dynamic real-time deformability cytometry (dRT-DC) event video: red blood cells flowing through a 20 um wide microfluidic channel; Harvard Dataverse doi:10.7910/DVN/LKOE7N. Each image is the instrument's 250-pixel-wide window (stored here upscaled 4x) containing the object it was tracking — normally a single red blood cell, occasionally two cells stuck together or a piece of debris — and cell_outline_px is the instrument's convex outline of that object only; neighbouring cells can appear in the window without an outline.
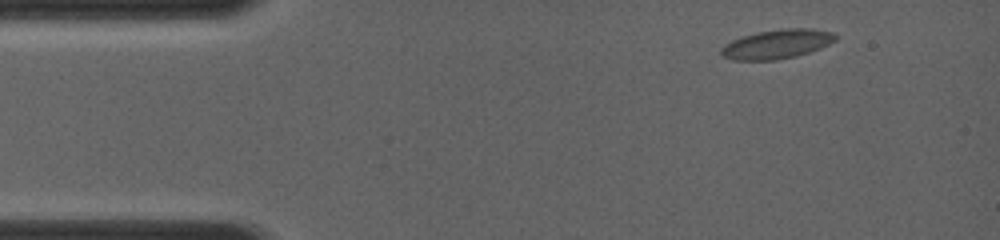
{"species": "common noctule bat (a hibernating species)", "species_latin": "Nyctalus noctula", "temperature_condition": "room temperature", "stored_images_in_passage": 3, "camera_frame_rate_fps": 4000, "um_per_image_px": 0.085, "animal": {"sex": "female", "body_mass_g": 19.0, "forearm_length_mm": 56.7}, "frame": {"image": 1, "passage_image": 1, "time_ms": 0.0, "image_size_px": [1000, 240], "cell_outline_px": [[836, 40], [820, 48], [796, 56], [776, 60], [732, 60], [724, 56], [720, 52], [720, 48], [724, 44], [732, 40], [756, 32], [784, 28], [812, 28], [832, 32], [836, 36]], "centroid_in_image_um": [66.02, 3.74], "position_along_channel_um": 19.0, "area_um2": 19.42}}